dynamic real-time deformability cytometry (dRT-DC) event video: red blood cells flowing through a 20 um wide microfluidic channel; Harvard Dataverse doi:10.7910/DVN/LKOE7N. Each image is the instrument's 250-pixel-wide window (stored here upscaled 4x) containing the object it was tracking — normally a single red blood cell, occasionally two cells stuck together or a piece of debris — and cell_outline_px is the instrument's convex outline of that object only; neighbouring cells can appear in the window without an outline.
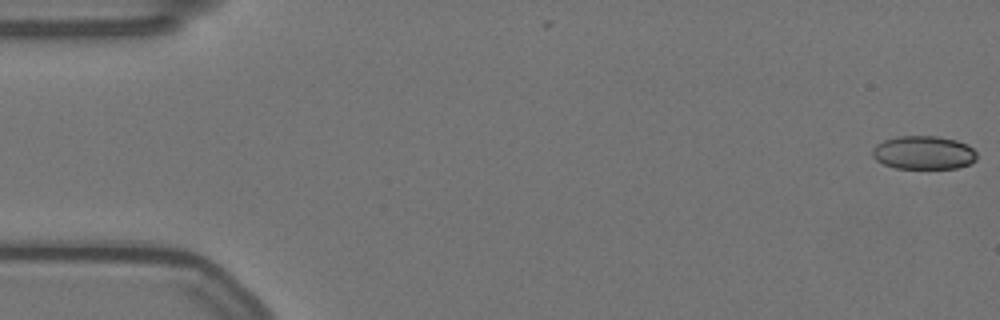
{"species": "Egyptian fruit bat (a non-hibernating species)", "species_latin": "Rousettus aegyptiacus", "temperature_condition": "warm", "stored_images_in_passage": 58, "camera_frame_rate_fps": 3000, "um_per_image_px": 0.085, "animal": {"sex": "female"}, "frame": {"image": 1, "passage_image": 1, "time_ms": 0.0, "image_size_px": [1000, 320], "cell_outline_px": [[976, 160], [968, 164], [956, 168], [896, 168], [884, 164], [876, 160], [872, 156], [872, 148], [876, 144], [884, 140], [900, 136], [936, 136], [956, 140], [968, 144], [976, 152]], "centroid_in_image_um": [78.5, 12.97], "position_along_channel_um": 6.5, "area_um2": 20.35}}
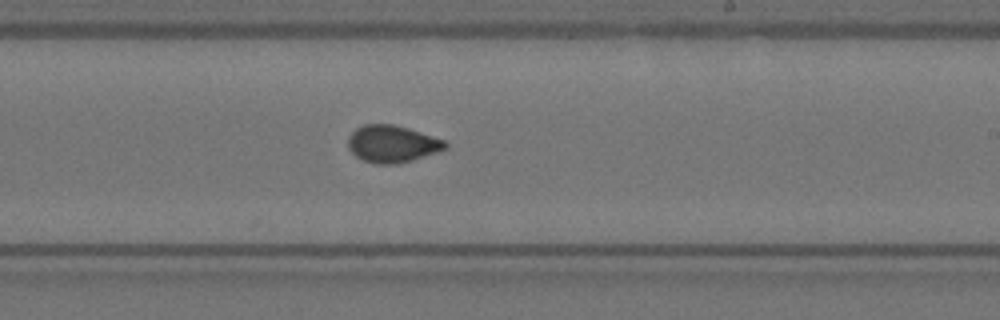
{"frame": {"image": 2, "passage_image": 34, "time_ms": 11.0, "image_size_px": [1000, 320], "cell_outline_px": [[448, 148], [412, 160], [396, 164], [376, 164], [364, 160], [356, 156], [348, 148], [348, 136], [356, 128], [364, 124], [392, 124], [408, 128], [444, 140], [448, 144]], "centroid_in_image_um": [33.32, 12.23], "position_along_channel_um": 255.7, "area_um2": 20.92}}
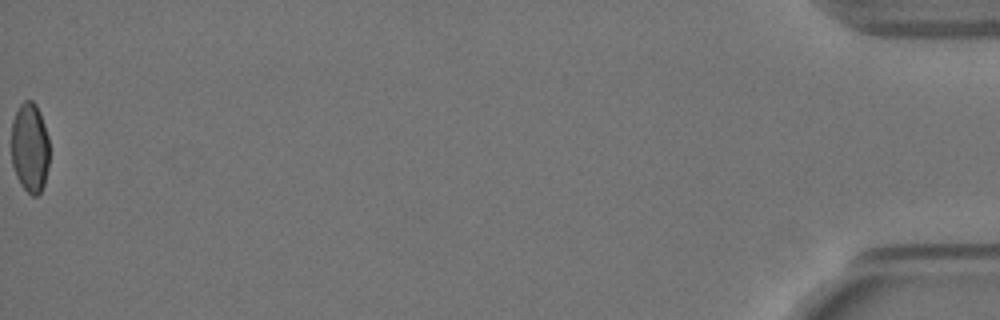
{"frame": {"image": 3, "passage_image": 58, "time_ms": 19.0, "image_size_px": [1000, 320], "cell_outline_px": [[48, 168], [44, 184], [40, 192], [36, 196], [32, 196], [20, 184], [16, 176], [12, 164], [12, 120], [20, 104], [24, 100], [32, 100], [36, 104], [40, 112], [48, 136]], "centroid_in_image_um": [2.53, 12.54], "position_along_channel_um": 432.7, "area_um2": 19.94}, "authors_computed_cell_mechanics": {"area_um2": 20.8658, "velocity_mm_per_s": 3.5322, "shape_relaxation_time_tau1_ms": null, "shape_relaxation_time_tau2_ms": 0.8215, "deformation_change_tau1": null, "deformation_change_tau2": 0.0432}}